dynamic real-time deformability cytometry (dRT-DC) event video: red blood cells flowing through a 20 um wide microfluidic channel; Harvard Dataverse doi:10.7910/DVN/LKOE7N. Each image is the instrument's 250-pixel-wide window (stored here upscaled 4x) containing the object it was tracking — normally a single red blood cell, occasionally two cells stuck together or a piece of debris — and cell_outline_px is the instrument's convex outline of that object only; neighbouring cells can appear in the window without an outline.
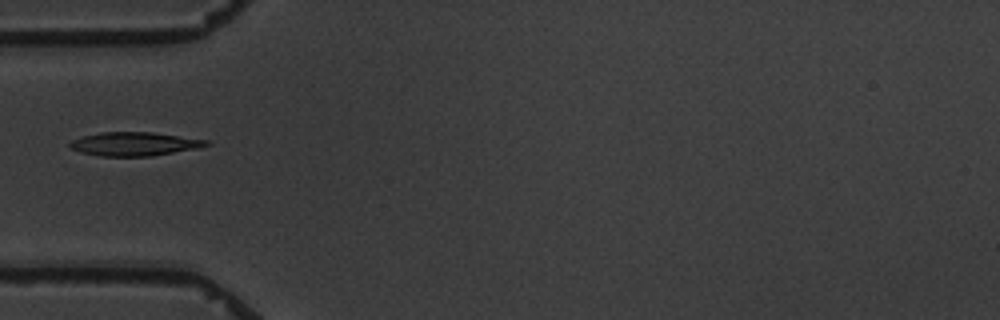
{"species": "common noctule bat (a hibernating species)", "species_latin": "Nyctalus noctula", "temperature_condition": "warm", "stored_images_in_passage": 5, "camera_frame_rate_fps": 3000, "um_per_image_px": 0.085, "animal": {"sex": "male", "body_mass_g": 19.5, "forearm_length_mm": 54.6}, "frame": {"image": 1, "passage_image": 5, "time_ms": 5.667, "image_size_px": [1000, 320], "cell_outline_px": [[212, 144], [196, 148], [152, 156], [100, 156], [80, 152], [72, 148], [68, 144], [72, 140], [84, 136], [100, 132], [152, 132], [208, 140]], "centroid_in_image_um": [11.42, 12.23], "position_along_channel_um": 73.6, "area_um2": 18.67}}